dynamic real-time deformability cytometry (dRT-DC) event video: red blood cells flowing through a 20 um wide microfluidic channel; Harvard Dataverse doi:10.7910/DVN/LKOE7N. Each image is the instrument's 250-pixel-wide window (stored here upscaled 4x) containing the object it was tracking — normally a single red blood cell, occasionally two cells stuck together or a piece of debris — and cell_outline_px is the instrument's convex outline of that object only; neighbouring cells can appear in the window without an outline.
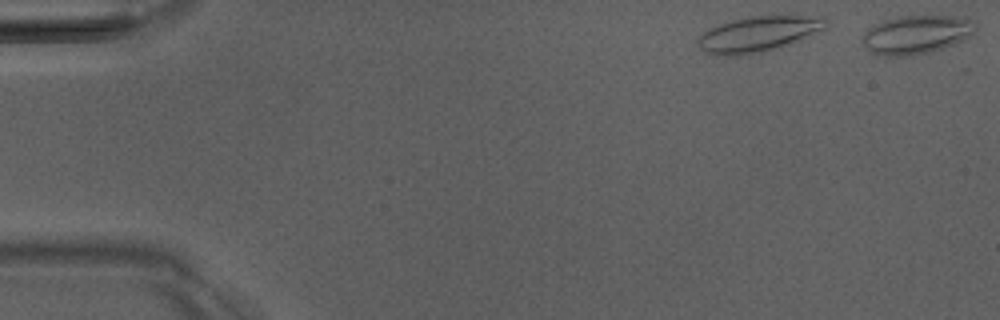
{"species": "Egyptian fruit bat (a non-hibernating species)", "species_latin": "Rousettus aegyptiacus", "temperature_condition": "room temperature", "stored_images_in_passage": 4, "camera_frame_rate_fps": 3000, "um_per_image_px": 0.085, "animal": {"sex": "male"}, "frame": {"image": 1, "passage_image": 1, "time_ms": 0.0, "image_size_px": [1000, 320], "cell_outline_px": [[976, 28], [972, 36], [944, 48], [912, 56], [880, 56], [872, 52], [860, 40], [864, 32], [872, 24], [884, 20], [900, 16], [968, 16], [976, 20]], "centroid_in_image_um": [77.92, 2.92], "position_along_channel_um": 7.1, "area_um2": 25.95}}